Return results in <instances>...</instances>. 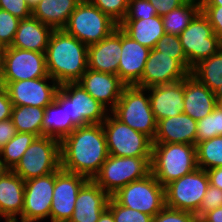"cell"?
Instances as JSON below:
<instances>
[{
	"label": "cell",
	"mask_w": 222,
	"mask_h": 222,
	"mask_svg": "<svg viewBox=\"0 0 222 222\" xmlns=\"http://www.w3.org/2000/svg\"><path fill=\"white\" fill-rule=\"evenodd\" d=\"M61 169L92 180L109 156L102 124L77 127L60 142Z\"/></svg>",
	"instance_id": "cell-1"
},
{
	"label": "cell",
	"mask_w": 222,
	"mask_h": 222,
	"mask_svg": "<svg viewBox=\"0 0 222 222\" xmlns=\"http://www.w3.org/2000/svg\"><path fill=\"white\" fill-rule=\"evenodd\" d=\"M45 60L48 75L59 85L77 82L88 69V46L64 29H54Z\"/></svg>",
	"instance_id": "cell-2"
},
{
	"label": "cell",
	"mask_w": 222,
	"mask_h": 222,
	"mask_svg": "<svg viewBox=\"0 0 222 222\" xmlns=\"http://www.w3.org/2000/svg\"><path fill=\"white\" fill-rule=\"evenodd\" d=\"M197 168L196 145L153 143L151 173L163 187Z\"/></svg>",
	"instance_id": "cell-3"
},
{
	"label": "cell",
	"mask_w": 222,
	"mask_h": 222,
	"mask_svg": "<svg viewBox=\"0 0 222 222\" xmlns=\"http://www.w3.org/2000/svg\"><path fill=\"white\" fill-rule=\"evenodd\" d=\"M54 100L66 106L67 121L76 127L102 124L110 112L77 82L60 84Z\"/></svg>",
	"instance_id": "cell-4"
},
{
	"label": "cell",
	"mask_w": 222,
	"mask_h": 222,
	"mask_svg": "<svg viewBox=\"0 0 222 222\" xmlns=\"http://www.w3.org/2000/svg\"><path fill=\"white\" fill-rule=\"evenodd\" d=\"M146 88L126 86L115 107L110 111L117 119L148 136L152 141L156 135L157 121L151 109Z\"/></svg>",
	"instance_id": "cell-5"
},
{
	"label": "cell",
	"mask_w": 222,
	"mask_h": 222,
	"mask_svg": "<svg viewBox=\"0 0 222 222\" xmlns=\"http://www.w3.org/2000/svg\"><path fill=\"white\" fill-rule=\"evenodd\" d=\"M151 159L109 155L92 180L111 197L123 186L149 175Z\"/></svg>",
	"instance_id": "cell-6"
},
{
	"label": "cell",
	"mask_w": 222,
	"mask_h": 222,
	"mask_svg": "<svg viewBox=\"0 0 222 222\" xmlns=\"http://www.w3.org/2000/svg\"><path fill=\"white\" fill-rule=\"evenodd\" d=\"M119 25L96 6L82 0L63 28L89 46L108 37Z\"/></svg>",
	"instance_id": "cell-7"
},
{
	"label": "cell",
	"mask_w": 222,
	"mask_h": 222,
	"mask_svg": "<svg viewBox=\"0 0 222 222\" xmlns=\"http://www.w3.org/2000/svg\"><path fill=\"white\" fill-rule=\"evenodd\" d=\"M61 168L60 141L36 137L12 169L24 181L51 174Z\"/></svg>",
	"instance_id": "cell-8"
},
{
	"label": "cell",
	"mask_w": 222,
	"mask_h": 222,
	"mask_svg": "<svg viewBox=\"0 0 222 222\" xmlns=\"http://www.w3.org/2000/svg\"><path fill=\"white\" fill-rule=\"evenodd\" d=\"M102 125L109 155L152 157V140L117 119L111 112H109Z\"/></svg>",
	"instance_id": "cell-9"
},
{
	"label": "cell",
	"mask_w": 222,
	"mask_h": 222,
	"mask_svg": "<svg viewBox=\"0 0 222 222\" xmlns=\"http://www.w3.org/2000/svg\"><path fill=\"white\" fill-rule=\"evenodd\" d=\"M111 197L122 206L153 217L165 207V188L152 173L123 186Z\"/></svg>",
	"instance_id": "cell-10"
},
{
	"label": "cell",
	"mask_w": 222,
	"mask_h": 222,
	"mask_svg": "<svg viewBox=\"0 0 222 222\" xmlns=\"http://www.w3.org/2000/svg\"><path fill=\"white\" fill-rule=\"evenodd\" d=\"M179 37L188 63L192 68L222 48V42L214 34L213 27L202 11L194 17Z\"/></svg>",
	"instance_id": "cell-11"
},
{
	"label": "cell",
	"mask_w": 222,
	"mask_h": 222,
	"mask_svg": "<svg viewBox=\"0 0 222 222\" xmlns=\"http://www.w3.org/2000/svg\"><path fill=\"white\" fill-rule=\"evenodd\" d=\"M209 185L206 170L197 168L164 187L165 206L196 214Z\"/></svg>",
	"instance_id": "cell-12"
},
{
	"label": "cell",
	"mask_w": 222,
	"mask_h": 222,
	"mask_svg": "<svg viewBox=\"0 0 222 222\" xmlns=\"http://www.w3.org/2000/svg\"><path fill=\"white\" fill-rule=\"evenodd\" d=\"M47 75L45 52L11 46L3 48L1 82H17Z\"/></svg>",
	"instance_id": "cell-13"
},
{
	"label": "cell",
	"mask_w": 222,
	"mask_h": 222,
	"mask_svg": "<svg viewBox=\"0 0 222 222\" xmlns=\"http://www.w3.org/2000/svg\"><path fill=\"white\" fill-rule=\"evenodd\" d=\"M1 85L6 88L13 106L41 108H45L54 101L59 89V84L49 75L17 82H1Z\"/></svg>",
	"instance_id": "cell-14"
},
{
	"label": "cell",
	"mask_w": 222,
	"mask_h": 222,
	"mask_svg": "<svg viewBox=\"0 0 222 222\" xmlns=\"http://www.w3.org/2000/svg\"><path fill=\"white\" fill-rule=\"evenodd\" d=\"M56 171L25 181L24 206L19 219L24 222H40L50 219L51 203Z\"/></svg>",
	"instance_id": "cell-15"
},
{
	"label": "cell",
	"mask_w": 222,
	"mask_h": 222,
	"mask_svg": "<svg viewBox=\"0 0 222 222\" xmlns=\"http://www.w3.org/2000/svg\"><path fill=\"white\" fill-rule=\"evenodd\" d=\"M89 179L63 169L56 171L50 210L51 222H69L75 210L77 194Z\"/></svg>",
	"instance_id": "cell-16"
},
{
	"label": "cell",
	"mask_w": 222,
	"mask_h": 222,
	"mask_svg": "<svg viewBox=\"0 0 222 222\" xmlns=\"http://www.w3.org/2000/svg\"><path fill=\"white\" fill-rule=\"evenodd\" d=\"M190 72L174 55H166L151 49L141 80L135 85L140 88H150L170 84L185 79Z\"/></svg>",
	"instance_id": "cell-17"
},
{
	"label": "cell",
	"mask_w": 222,
	"mask_h": 222,
	"mask_svg": "<svg viewBox=\"0 0 222 222\" xmlns=\"http://www.w3.org/2000/svg\"><path fill=\"white\" fill-rule=\"evenodd\" d=\"M96 101L109 111L117 104L127 86L117 75L87 69L77 81Z\"/></svg>",
	"instance_id": "cell-18"
},
{
	"label": "cell",
	"mask_w": 222,
	"mask_h": 222,
	"mask_svg": "<svg viewBox=\"0 0 222 222\" xmlns=\"http://www.w3.org/2000/svg\"><path fill=\"white\" fill-rule=\"evenodd\" d=\"M121 47L118 76L127 86H134L141 80L151 49L133 40L122 29Z\"/></svg>",
	"instance_id": "cell-19"
},
{
	"label": "cell",
	"mask_w": 222,
	"mask_h": 222,
	"mask_svg": "<svg viewBox=\"0 0 222 222\" xmlns=\"http://www.w3.org/2000/svg\"><path fill=\"white\" fill-rule=\"evenodd\" d=\"M156 121L177 116L184 109V79L147 88Z\"/></svg>",
	"instance_id": "cell-20"
},
{
	"label": "cell",
	"mask_w": 222,
	"mask_h": 222,
	"mask_svg": "<svg viewBox=\"0 0 222 222\" xmlns=\"http://www.w3.org/2000/svg\"><path fill=\"white\" fill-rule=\"evenodd\" d=\"M121 53V28L118 26L108 37L88 46V68L118 76Z\"/></svg>",
	"instance_id": "cell-21"
},
{
	"label": "cell",
	"mask_w": 222,
	"mask_h": 222,
	"mask_svg": "<svg viewBox=\"0 0 222 222\" xmlns=\"http://www.w3.org/2000/svg\"><path fill=\"white\" fill-rule=\"evenodd\" d=\"M109 199L110 196L89 179L77 194L75 210L69 222H97Z\"/></svg>",
	"instance_id": "cell-22"
},
{
	"label": "cell",
	"mask_w": 222,
	"mask_h": 222,
	"mask_svg": "<svg viewBox=\"0 0 222 222\" xmlns=\"http://www.w3.org/2000/svg\"><path fill=\"white\" fill-rule=\"evenodd\" d=\"M183 102V113L198 121L216 108V94L190 73L184 79Z\"/></svg>",
	"instance_id": "cell-23"
},
{
	"label": "cell",
	"mask_w": 222,
	"mask_h": 222,
	"mask_svg": "<svg viewBox=\"0 0 222 222\" xmlns=\"http://www.w3.org/2000/svg\"><path fill=\"white\" fill-rule=\"evenodd\" d=\"M197 121L185 113L157 122L152 143H185L196 145Z\"/></svg>",
	"instance_id": "cell-24"
},
{
	"label": "cell",
	"mask_w": 222,
	"mask_h": 222,
	"mask_svg": "<svg viewBox=\"0 0 222 222\" xmlns=\"http://www.w3.org/2000/svg\"><path fill=\"white\" fill-rule=\"evenodd\" d=\"M24 192L25 181L12 170H6L0 176V221L2 218L17 219L21 216Z\"/></svg>",
	"instance_id": "cell-25"
},
{
	"label": "cell",
	"mask_w": 222,
	"mask_h": 222,
	"mask_svg": "<svg viewBox=\"0 0 222 222\" xmlns=\"http://www.w3.org/2000/svg\"><path fill=\"white\" fill-rule=\"evenodd\" d=\"M53 30L33 16L21 19L11 47L45 52Z\"/></svg>",
	"instance_id": "cell-26"
},
{
	"label": "cell",
	"mask_w": 222,
	"mask_h": 222,
	"mask_svg": "<svg viewBox=\"0 0 222 222\" xmlns=\"http://www.w3.org/2000/svg\"><path fill=\"white\" fill-rule=\"evenodd\" d=\"M82 0H40L32 8V16L53 29H63Z\"/></svg>",
	"instance_id": "cell-27"
},
{
	"label": "cell",
	"mask_w": 222,
	"mask_h": 222,
	"mask_svg": "<svg viewBox=\"0 0 222 222\" xmlns=\"http://www.w3.org/2000/svg\"><path fill=\"white\" fill-rule=\"evenodd\" d=\"M119 27L133 40L153 49L158 40L165 34L162 16H154L147 20L122 21Z\"/></svg>",
	"instance_id": "cell-28"
},
{
	"label": "cell",
	"mask_w": 222,
	"mask_h": 222,
	"mask_svg": "<svg viewBox=\"0 0 222 222\" xmlns=\"http://www.w3.org/2000/svg\"><path fill=\"white\" fill-rule=\"evenodd\" d=\"M76 128L72 121H67L66 106H60L54 100L45 107L42 122V136H49L61 142Z\"/></svg>",
	"instance_id": "cell-29"
},
{
	"label": "cell",
	"mask_w": 222,
	"mask_h": 222,
	"mask_svg": "<svg viewBox=\"0 0 222 222\" xmlns=\"http://www.w3.org/2000/svg\"><path fill=\"white\" fill-rule=\"evenodd\" d=\"M191 74L215 94L222 92V48L196 64Z\"/></svg>",
	"instance_id": "cell-30"
},
{
	"label": "cell",
	"mask_w": 222,
	"mask_h": 222,
	"mask_svg": "<svg viewBox=\"0 0 222 222\" xmlns=\"http://www.w3.org/2000/svg\"><path fill=\"white\" fill-rule=\"evenodd\" d=\"M200 11V0H186L162 16L165 33L179 36Z\"/></svg>",
	"instance_id": "cell-31"
},
{
	"label": "cell",
	"mask_w": 222,
	"mask_h": 222,
	"mask_svg": "<svg viewBox=\"0 0 222 222\" xmlns=\"http://www.w3.org/2000/svg\"><path fill=\"white\" fill-rule=\"evenodd\" d=\"M45 108L34 106H13L11 119L17 132L42 136V122Z\"/></svg>",
	"instance_id": "cell-32"
},
{
	"label": "cell",
	"mask_w": 222,
	"mask_h": 222,
	"mask_svg": "<svg viewBox=\"0 0 222 222\" xmlns=\"http://www.w3.org/2000/svg\"><path fill=\"white\" fill-rule=\"evenodd\" d=\"M37 136L31 133L17 132L0 150V158L7 170H12Z\"/></svg>",
	"instance_id": "cell-33"
},
{
	"label": "cell",
	"mask_w": 222,
	"mask_h": 222,
	"mask_svg": "<svg viewBox=\"0 0 222 222\" xmlns=\"http://www.w3.org/2000/svg\"><path fill=\"white\" fill-rule=\"evenodd\" d=\"M198 168L209 170L222 167V136H216L196 145Z\"/></svg>",
	"instance_id": "cell-34"
},
{
	"label": "cell",
	"mask_w": 222,
	"mask_h": 222,
	"mask_svg": "<svg viewBox=\"0 0 222 222\" xmlns=\"http://www.w3.org/2000/svg\"><path fill=\"white\" fill-rule=\"evenodd\" d=\"M216 136H222V111L218 107L197 121L196 145Z\"/></svg>",
	"instance_id": "cell-35"
},
{
	"label": "cell",
	"mask_w": 222,
	"mask_h": 222,
	"mask_svg": "<svg viewBox=\"0 0 222 222\" xmlns=\"http://www.w3.org/2000/svg\"><path fill=\"white\" fill-rule=\"evenodd\" d=\"M154 49L166 55H174V59H177L191 73L193 68L188 63L179 36L165 33Z\"/></svg>",
	"instance_id": "cell-36"
},
{
	"label": "cell",
	"mask_w": 222,
	"mask_h": 222,
	"mask_svg": "<svg viewBox=\"0 0 222 222\" xmlns=\"http://www.w3.org/2000/svg\"><path fill=\"white\" fill-rule=\"evenodd\" d=\"M107 208L112 212L115 222H152L153 216L118 204L110 197Z\"/></svg>",
	"instance_id": "cell-37"
},
{
	"label": "cell",
	"mask_w": 222,
	"mask_h": 222,
	"mask_svg": "<svg viewBox=\"0 0 222 222\" xmlns=\"http://www.w3.org/2000/svg\"><path fill=\"white\" fill-rule=\"evenodd\" d=\"M88 3L99 8L118 25L125 19L129 0H86Z\"/></svg>",
	"instance_id": "cell-38"
},
{
	"label": "cell",
	"mask_w": 222,
	"mask_h": 222,
	"mask_svg": "<svg viewBox=\"0 0 222 222\" xmlns=\"http://www.w3.org/2000/svg\"><path fill=\"white\" fill-rule=\"evenodd\" d=\"M20 19L8 11L0 9V47L11 46L15 33L18 29Z\"/></svg>",
	"instance_id": "cell-39"
},
{
	"label": "cell",
	"mask_w": 222,
	"mask_h": 222,
	"mask_svg": "<svg viewBox=\"0 0 222 222\" xmlns=\"http://www.w3.org/2000/svg\"><path fill=\"white\" fill-rule=\"evenodd\" d=\"M157 16L155 8L148 0H129L128 11L123 21H136Z\"/></svg>",
	"instance_id": "cell-40"
},
{
	"label": "cell",
	"mask_w": 222,
	"mask_h": 222,
	"mask_svg": "<svg viewBox=\"0 0 222 222\" xmlns=\"http://www.w3.org/2000/svg\"><path fill=\"white\" fill-rule=\"evenodd\" d=\"M196 215L188 211L165 206L152 219V222H196Z\"/></svg>",
	"instance_id": "cell-41"
},
{
	"label": "cell",
	"mask_w": 222,
	"mask_h": 222,
	"mask_svg": "<svg viewBox=\"0 0 222 222\" xmlns=\"http://www.w3.org/2000/svg\"><path fill=\"white\" fill-rule=\"evenodd\" d=\"M222 206V190L211 185L202 199L199 210L195 214L197 218H202L206 213Z\"/></svg>",
	"instance_id": "cell-42"
},
{
	"label": "cell",
	"mask_w": 222,
	"mask_h": 222,
	"mask_svg": "<svg viewBox=\"0 0 222 222\" xmlns=\"http://www.w3.org/2000/svg\"><path fill=\"white\" fill-rule=\"evenodd\" d=\"M0 9L8 11L20 20L32 16V8L26 0H0Z\"/></svg>",
	"instance_id": "cell-43"
},
{
	"label": "cell",
	"mask_w": 222,
	"mask_h": 222,
	"mask_svg": "<svg viewBox=\"0 0 222 222\" xmlns=\"http://www.w3.org/2000/svg\"><path fill=\"white\" fill-rule=\"evenodd\" d=\"M201 11L208 18L214 34L222 42V6H201Z\"/></svg>",
	"instance_id": "cell-44"
},
{
	"label": "cell",
	"mask_w": 222,
	"mask_h": 222,
	"mask_svg": "<svg viewBox=\"0 0 222 222\" xmlns=\"http://www.w3.org/2000/svg\"><path fill=\"white\" fill-rule=\"evenodd\" d=\"M155 8L158 16H163L174 8L182 5L186 0H148Z\"/></svg>",
	"instance_id": "cell-45"
},
{
	"label": "cell",
	"mask_w": 222,
	"mask_h": 222,
	"mask_svg": "<svg viewBox=\"0 0 222 222\" xmlns=\"http://www.w3.org/2000/svg\"><path fill=\"white\" fill-rule=\"evenodd\" d=\"M12 119L0 121V150L16 135Z\"/></svg>",
	"instance_id": "cell-46"
},
{
	"label": "cell",
	"mask_w": 222,
	"mask_h": 222,
	"mask_svg": "<svg viewBox=\"0 0 222 222\" xmlns=\"http://www.w3.org/2000/svg\"><path fill=\"white\" fill-rule=\"evenodd\" d=\"M13 104L4 86H0V121L11 118Z\"/></svg>",
	"instance_id": "cell-47"
},
{
	"label": "cell",
	"mask_w": 222,
	"mask_h": 222,
	"mask_svg": "<svg viewBox=\"0 0 222 222\" xmlns=\"http://www.w3.org/2000/svg\"><path fill=\"white\" fill-rule=\"evenodd\" d=\"M209 177V184L222 190V167L206 170Z\"/></svg>",
	"instance_id": "cell-48"
},
{
	"label": "cell",
	"mask_w": 222,
	"mask_h": 222,
	"mask_svg": "<svg viewBox=\"0 0 222 222\" xmlns=\"http://www.w3.org/2000/svg\"><path fill=\"white\" fill-rule=\"evenodd\" d=\"M202 218L207 222H222V206L206 213Z\"/></svg>",
	"instance_id": "cell-49"
},
{
	"label": "cell",
	"mask_w": 222,
	"mask_h": 222,
	"mask_svg": "<svg viewBox=\"0 0 222 222\" xmlns=\"http://www.w3.org/2000/svg\"><path fill=\"white\" fill-rule=\"evenodd\" d=\"M97 222H115L112 212L106 208L100 215Z\"/></svg>",
	"instance_id": "cell-50"
},
{
	"label": "cell",
	"mask_w": 222,
	"mask_h": 222,
	"mask_svg": "<svg viewBox=\"0 0 222 222\" xmlns=\"http://www.w3.org/2000/svg\"><path fill=\"white\" fill-rule=\"evenodd\" d=\"M201 6H222V0H200Z\"/></svg>",
	"instance_id": "cell-51"
},
{
	"label": "cell",
	"mask_w": 222,
	"mask_h": 222,
	"mask_svg": "<svg viewBox=\"0 0 222 222\" xmlns=\"http://www.w3.org/2000/svg\"><path fill=\"white\" fill-rule=\"evenodd\" d=\"M216 107L222 111V92L216 94Z\"/></svg>",
	"instance_id": "cell-52"
},
{
	"label": "cell",
	"mask_w": 222,
	"mask_h": 222,
	"mask_svg": "<svg viewBox=\"0 0 222 222\" xmlns=\"http://www.w3.org/2000/svg\"><path fill=\"white\" fill-rule=\"evenodd\" d=\"M28 5L33 8L40 0H26Z\"/></svg>",
	"instance_id": "cell-53"
},
{
	"label": "cell",
	"mask_w": 222,
	"mask_h": 222,
	"mask_svg": "<svg viewBox=\"0 0 222 222\" xmlns=\"http://www.w3.org/2000/svg\"><path fill=\"white\" fill-rule=\"evenodd\" d=\"M20 220V221H19ZM18 220V218L17 219H12V218H4V222H24L23 220H21V219H19Z\"/></svg>",
	"instance_id": "cell-54"
},
{
	"label": "cell",
	"mask_w": 222,
	"mask_h": 222,
	"mask_svg": "<svg viewBox=\"0 0 222 222\" xmlns=\"http://www.w3.org/2000/svg\"><path fill=\"white\" fill-rule=\"evenodd\" d=\"M7 169L4 167L1 158H0V176L6 171Z\"/></svg>",
	"instance_id": "cell-55"
},
{
	"label": "cell",
	"mask_w": 222,
	"mask_h": 222,
	"mask_svg": "<svg viewBox=\"0 0 222 222\" xmlns=\"http://www.w3.org/2000/svg\"><path fill=\"white\" fill-rule=\"evenodd\" d=\"M2 51H3V48L0 47V86H1Z\"/></svg>",
	"instance_id": "cell-56"
},
{
	"label": "cell",
	"mask_w": 222,
	"mask_h": 222,
	"mask_svg": "<svg viewBox=\"0 0 222 222\" xmlns=\"http://www.w3.org/2000/svg\"><path fill=\"white\" fill-rule=\"evenodd\" d=\"M196 222H207V221H205L203 218H197Z\"/></svg>",
	"instance_id": "cell-57"
}]
</instances>
